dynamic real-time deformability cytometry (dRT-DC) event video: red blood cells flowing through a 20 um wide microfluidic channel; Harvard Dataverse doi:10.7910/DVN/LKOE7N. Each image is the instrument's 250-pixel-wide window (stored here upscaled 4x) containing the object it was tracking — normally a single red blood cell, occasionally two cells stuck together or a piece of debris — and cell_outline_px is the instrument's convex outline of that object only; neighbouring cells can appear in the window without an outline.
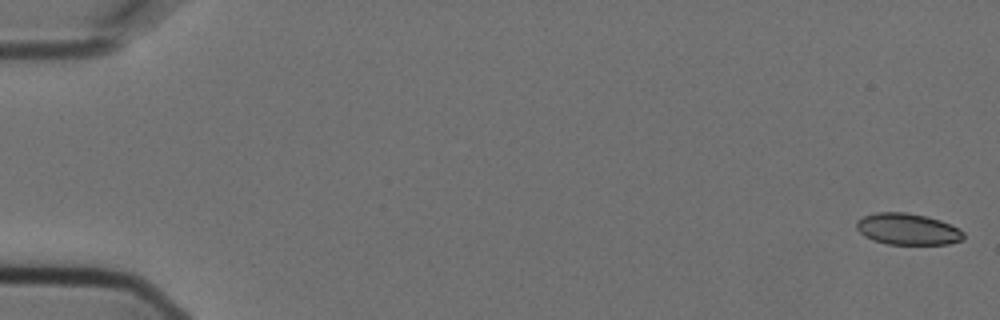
{"species": "Egyptian fruit bat (a non-hibernating species)", "species_latin": "Rousettus aegyptiacus", "temperature_condition": "cold", "stored_images_in_passage": 8, "camera_frame_rate_fps": 3000, "um_per_image_px": 0.085, "animal": {"sex": "female"}, "frame": {"image": 1, "passage_image": 1, "time_ms": 0.0, "image_size_px": [1000, 320], "cell_outline_px": [[964, 240], [948, 244], [888, 244], [872, 240], [864, 236], [856, 228], [856, 220], [864, 216], [876, 212], [904, 212], [924, 216], [940, 220], [964, 232]], "centroid_in_image_um": [77.12, 19.48], "position_along_channel_um": 7.9, "area_um2": 19.54}}
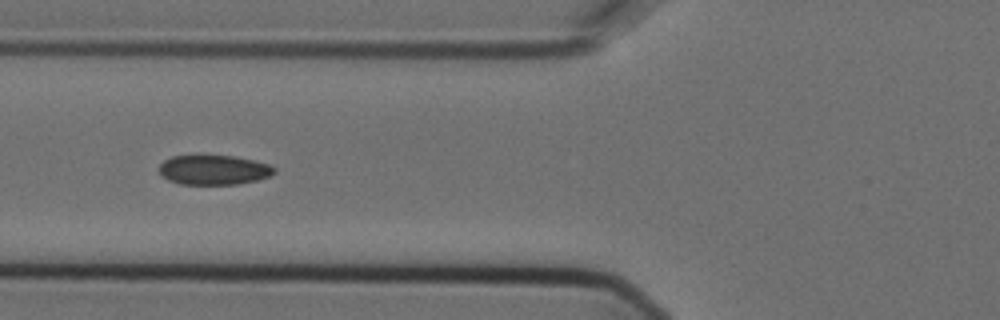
{"frame": {"image": 2, "passage_image": 6, "time_ms": 1.667, "image_size_px": [1000, 320], "cell_outline_px": [[276, 172], [268, 176], [256, 180], [240, 184], [180, 184], [168, 180], [160, 176], [160, 164], [164, 160], [172, 156], [236, 156], [268, 164], [276, 168]], "centroid_in_image_um": [18.16, 14.45], "position_along_channel_um": 107.6, "area_um2": 19.83}}
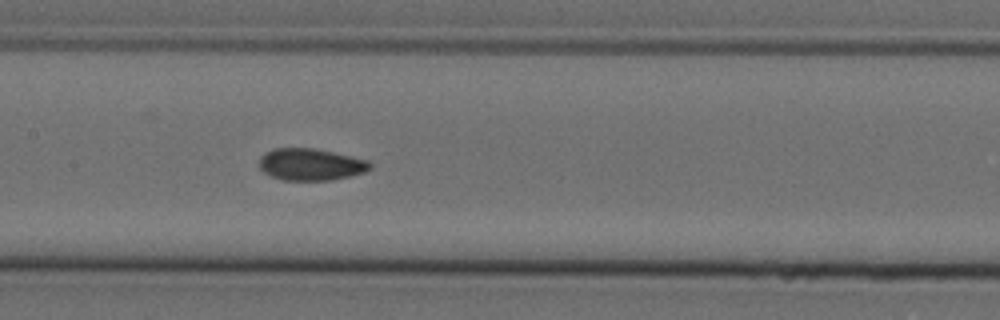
{"frame": {"image": 3, "passage_image": 8, "time_ms": 2.333, "image_size_px": [1000, 320], "cell_outline_px": [[372, 168], [364, 172], [332, 180], [284, 180], [272, 176], [264, 172], [260, 168], [260, 156], [264, 152], [272, 148], [312, 148], [332, 152], [368, 160], [372, 164]], "centroid_in_image_um": [26.4, 13.97], "position_along_channel_um": 181.0, "area_um2": 20.52}}